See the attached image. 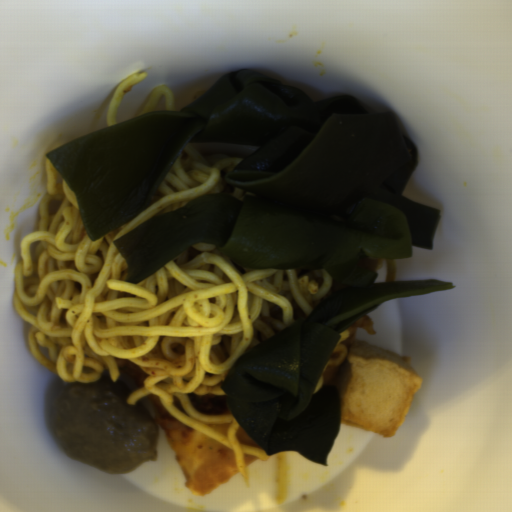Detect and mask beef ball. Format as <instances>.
Masks as SVG:
<instances>
[{
    "mask_svg": "<svg viewBox=\"0 0 512 512\" xmlns=\"http://www.w3.org/2000/svg\"><path fill=\"white\" fill-rule=\"evenodd\" d=\"M132 390L102 380L63 388L49 407L53 436L69 458L105 474L133 472L155 459L160 428L143 402L127 404Z\"/></svg>",
    "mask_w": 512,
    "mask_h": 512,
    "instance_id": "c3f7d807",
    "label": "beef ball"
}]
</instances>
